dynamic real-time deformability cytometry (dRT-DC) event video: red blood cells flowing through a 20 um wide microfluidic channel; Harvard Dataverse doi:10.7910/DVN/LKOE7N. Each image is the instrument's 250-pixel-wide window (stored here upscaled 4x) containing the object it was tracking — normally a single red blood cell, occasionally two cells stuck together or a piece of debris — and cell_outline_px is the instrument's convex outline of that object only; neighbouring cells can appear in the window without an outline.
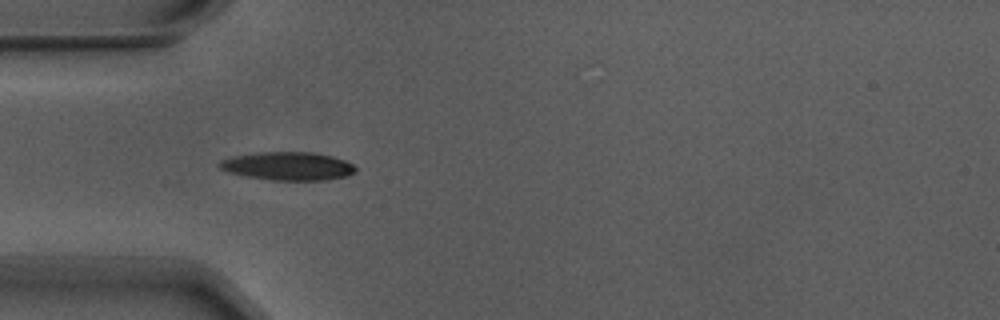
{"species": "Egyptian fruit bat (a non-hibernating species)", "species_latin": "Rousettus aegyptiacus", "temperature_condition": "warm", "stored_images_in_passage": 9, "camera_frame_rate_fps": 3000, "um_per_image_px": 0.085, "animal": {"sex": "male"}, "frame": {"image": 1, "passage_image": 4, "time_ms": 1.0, "image_size_px": [1000, 320], "cell_outline_px": [[356, 172], [348, 176], [324, 180], [272, 180], [244, 176], [228, 172], [220, 168], [216, 164], [220, 160], [232, 156], [256, 152], [312, 152], [332, 156], [344, 160], [352, 164], [356, 168]], "centroid_in_image_um": [24.44, 14.11], "position_along_channel_um": 60.6, "area_um2": 22.6}}
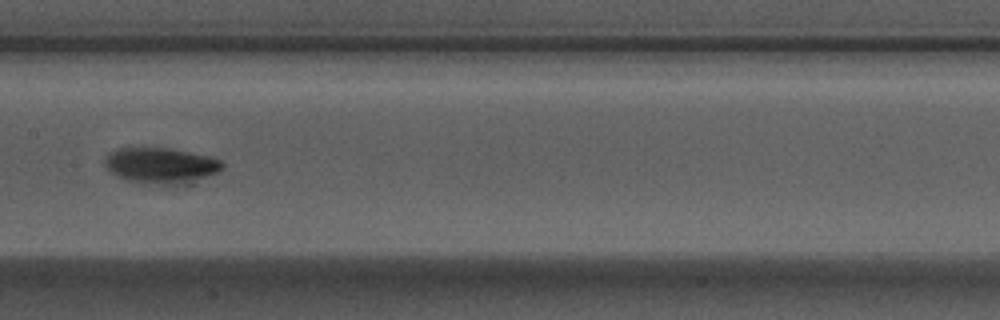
{"frame": {"image": 2, "passage_image": 7, "time_ms": 2.0, "image_size_px": [1000, 320], "cell_outline_px": [[224, 168], [216, 172], [188, 184], [144, 184], [124, 180], [116, 176], [104, 164], [104, 156], [108, 152], [120, 148], [168, 148], [208, 156], [220, 160], [224, 164]], "centroid_in_image_um": [13.63, 14.08], "position_along_channel_um": 193.8, "area_um2": 24.57}}
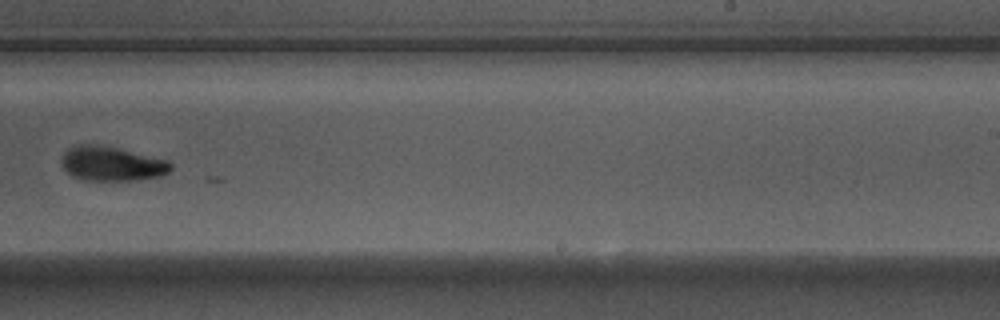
{"frame": {"image": 3, "passage_image": 9, "time_ms": 2.667, "image_size_px": [1000, 320], "cell_outline_px": [[172, 168], [164, 176], [136, 180], [84, 180], [72, 176], [60, 164], [60, 160], [64, 152], [72, 144], [92, 144], [116, 148], [168, 160], [172, 164]], "centroid_in_image_um": [9.47, 13.92], "position_along_channel_um": 279.5, "area_um2": 22.02}}